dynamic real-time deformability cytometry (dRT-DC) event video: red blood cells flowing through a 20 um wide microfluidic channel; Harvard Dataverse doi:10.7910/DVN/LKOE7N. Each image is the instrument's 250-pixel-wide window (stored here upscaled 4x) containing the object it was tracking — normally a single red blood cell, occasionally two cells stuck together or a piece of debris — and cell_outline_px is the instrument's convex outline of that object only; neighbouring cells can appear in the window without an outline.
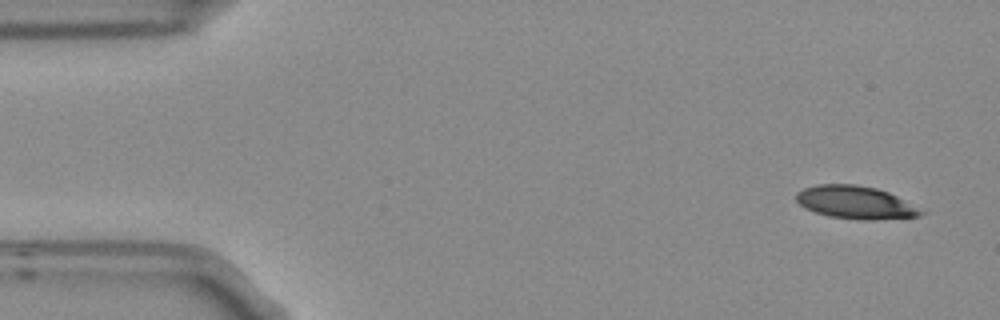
{"species": "Egyptian fruit bat (a non-hibernating species)", "species_latin": "Rousettus aegyptiacus", "temperature_condition": "room temperature", "stored_images_in_passage": 6, "camera_frame_rate_fps": 3000, "um_per_image_px": 0.085, "frame": {"image": 1, "passage_image": 1, "time_ms": 0.0, "image_size_px": [1000, 320], "cell_outline_px": [[928, 212], [920, 216], [872, 220], [856, 220], [828, 216], [804, 208], [796, 200], [796, 192], [804, 188], [816, 184], [856, 184], [876, 188], [888, 192]], "centroid_in_image_um": [72.72, 17.21], "position_along_channel_um": 12.3, "area_um2": 24.04}}
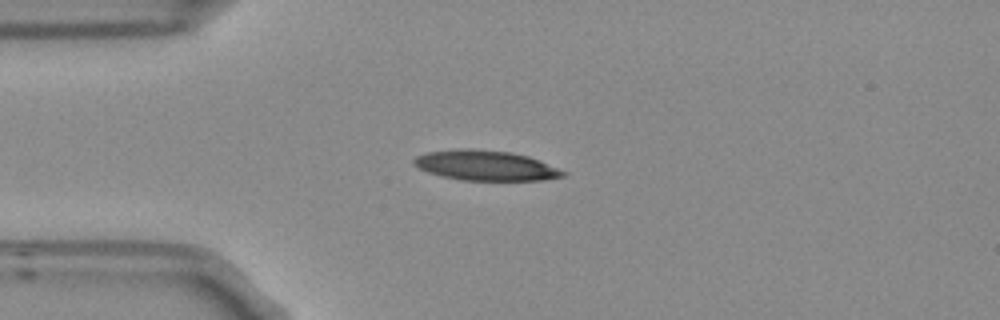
{"frame": {"image": 2, "passage_image": 4, "time_ms": 1.0, "image_size_px": [1000, 320], "cell_outline_px": [[568, 172], [564, 176], [544, 180], [464, 180], [444, 176], [428, 172], [412, 164], [412, 160], [416, 156], [428, 152], [460, 148], [472, 148], [512, 152], [528, 156], [540, 160]], "centroid_in_image_um": [41.3, 14.05], "position_along_channel_um": 43.7, "area_um2": 26.18}}
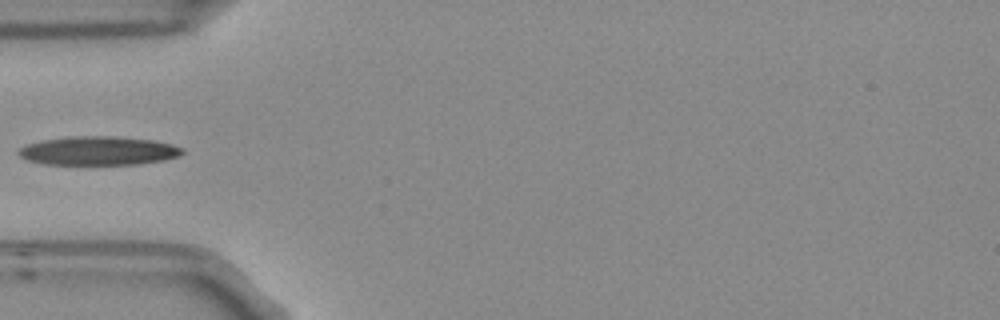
{"frame": {"image": 3, "passage_image": 5, "time_ms": 1.333, "image_size_px": [1000, 320], "cell_outline_px": [[184, 152], [176, 156], [164, 160], [136, 164], [44, 164], [28, 160], [20, 156], [16, 152], [20, 148], [28, 144], [44, 140], [68, 136], [112, 136], [152, 140], [172, 144], [184, 148]], "centroid_in_image_um": [8.36, 12.81], "position_along_channel_um": 76.6, "area_um2": 27.28}}